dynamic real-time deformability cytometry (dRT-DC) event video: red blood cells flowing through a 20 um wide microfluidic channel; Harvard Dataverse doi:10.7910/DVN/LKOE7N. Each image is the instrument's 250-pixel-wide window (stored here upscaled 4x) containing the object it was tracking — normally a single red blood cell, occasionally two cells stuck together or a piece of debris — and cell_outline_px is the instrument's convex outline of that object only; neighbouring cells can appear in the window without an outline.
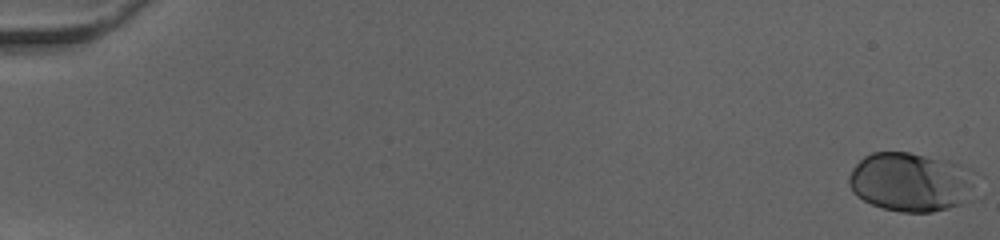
{"species": "human", "species_latin": "Homo sapiens", "temperature_condition": "cold", "stored_images_in_passage": 3, "camera_frame_rate_fps": 3000, "um_per_image_px": 0.085, "donor": {"sex": "female"}, "frame": {"image": 1, "passage_image": 1, "time_ms": 0.0, "image_size_px": [1000, 240], "cell_outline_px": [[972, 200], [964, 204], [932, 212], [900, 212], [884, 208], [872, 204], [856, 196], [852, 192], [848, 184], [848, 176], [852, 168], [864, 156], [872, 152], [908, 152], [948, 160], [960, 164], [968, 168]], "centroid_in_image_um": [77.36, 15.48], "position_along_channel_um": 7.6, "area_um2": 43.58}}